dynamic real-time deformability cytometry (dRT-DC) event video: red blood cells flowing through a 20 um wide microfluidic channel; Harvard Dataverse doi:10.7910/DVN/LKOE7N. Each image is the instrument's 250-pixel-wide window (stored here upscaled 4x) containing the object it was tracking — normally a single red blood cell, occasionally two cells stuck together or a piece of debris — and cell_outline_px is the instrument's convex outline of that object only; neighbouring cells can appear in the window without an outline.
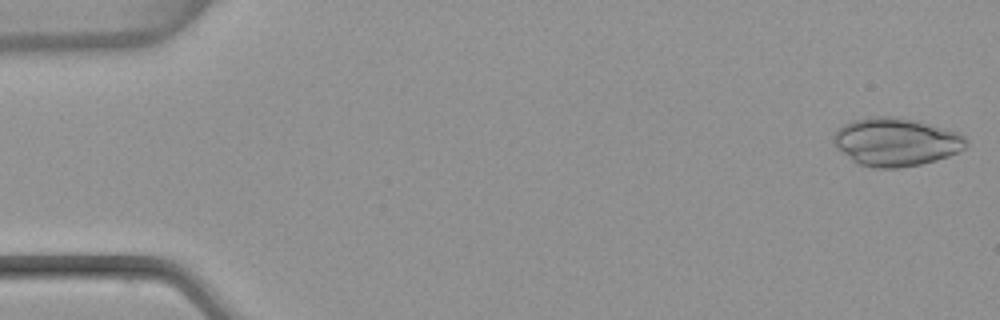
{"species": "common noctule bat (a hibernating species)", "species_latin": "Nyctalus noctula", "temperature_condition": "warm", "stored_images_in_passage": 52, "camera_frame_rate_fps": 3000, "um_per_image_px": 0.085, "animal": {"sex": "female", "body_mass_g": 22.7, "forearm_length_mm": 54.2}, "frame": {"image": 1, "passage_image": 1, "time_ms": 0.0, "image_size_px": [1000, 320], "cell_outline_px": [[964, 148], [948, 156], [936, 160], [920, 164], [900, 168], [872, 168], [856, 164], [836, 148], [836, 132], [844, 124], [856, 120], [884, 116], [908, 120], [956, 132], [964, 136]], "centroid_in_image_um": [76.11, 12.12], "position_along_channel_um": 8.9, "area_um2": 35.95}}
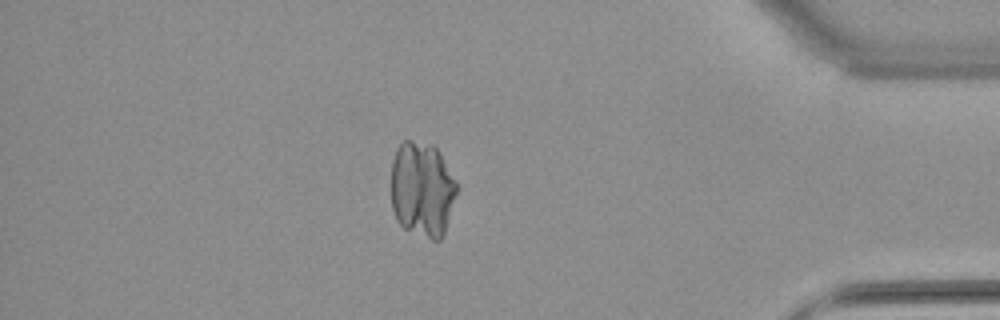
{"frame": {"image": 2, "passage_image": 45, "time_ms": 14.667, "image_size_px": [1000, 320], "cell_outline_px": [[456, 192], [444, 232], [440, 240], [432, 240], [404, 228], [396, 220], [392, 208], [392, 160], [396, 148], [404, 140], [412, 140], [432, 144], [440, 152], [456, 180]], "centroid_in_image_um": [35.86, 16.06], "position_along_channel_um": 399.3, "area_um2": 36.41}}